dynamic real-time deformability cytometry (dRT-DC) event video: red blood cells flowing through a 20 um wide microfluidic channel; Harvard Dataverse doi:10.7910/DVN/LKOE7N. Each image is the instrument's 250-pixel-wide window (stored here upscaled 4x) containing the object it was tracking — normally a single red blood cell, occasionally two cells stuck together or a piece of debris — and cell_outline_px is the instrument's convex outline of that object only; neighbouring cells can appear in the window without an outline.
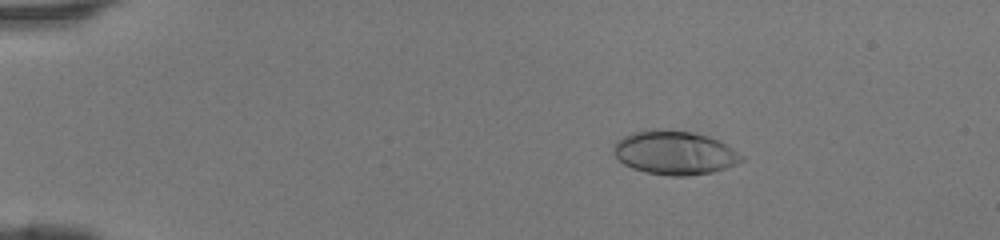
{"species": "human", "species_latin": "Homo sapiens", "temperature_condition": "room temperature", "stored_images_in_passage": 39, "camera_frame_rate_fps": 3000, "um_per_image_px": 0.085, "donor": {"sex": "female"}, "frame": {"image": 1, "passage_image": 1, "time_ms": 0.0, "image_size_px": [1000, 240], "cell_outline_px": [[744, 160], [736, 164], [712, 172], [688, 176], [668, 176], [644, 172], [632, 168], [624, 164], [612, 152], [612, 144], [616, 140], [632, 132], [660, 128], [692, 132], [708, 136], [732, 148], [744, 156]], "centroid_in_image_um": [57.3, 12.98], "position_along_channel_um": 27.7, "area_um2": 32.83}}
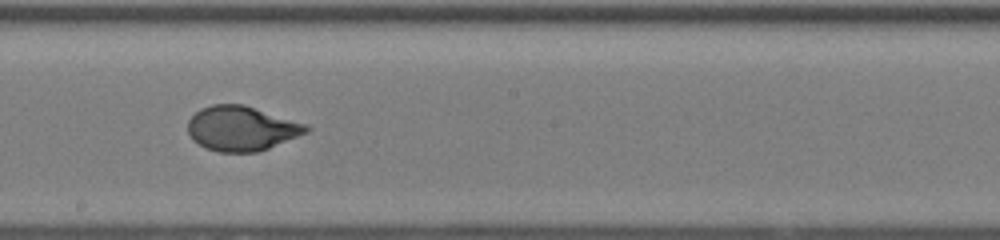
{"frame": {"image": 2, "passage_image": 20, "time_ms": 6.333, "image_size_px": [1000, 240], "cell_outline_px": [[312, 128], [308, 132], [268, 148], [256, 152], [220, 152], [208, 148], [192, 140], [188, 132], [188, 120], [200, 108], [212, 104], [244, 104], [308, 124]], "centroid_in_image_um": [20.54, 10.9], "position_along_channel_um": 227.7, "area_um2": 30.87}}
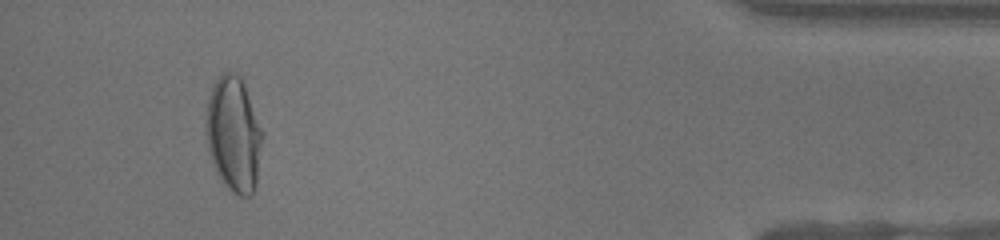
{"frame": {"image": 3, "passage_image": 36, "time_ms": 11.667, "image_size_px": [1000, 240], "cell_outline_px": [[264, 136], [256, 184], [252, 192], [248, 196], [240, 196], [232, 192], [220, 180], [216, 172], [208, 148], [208, 100], [212, 88], [216, 80], [224, 72], [232, 72], [240, 76], [244, 80], [264, 132]], "centroid_in_image_um": [19.93, 11.41], "position_along_channel_um": 415.3, "area_um2": 37.74}}